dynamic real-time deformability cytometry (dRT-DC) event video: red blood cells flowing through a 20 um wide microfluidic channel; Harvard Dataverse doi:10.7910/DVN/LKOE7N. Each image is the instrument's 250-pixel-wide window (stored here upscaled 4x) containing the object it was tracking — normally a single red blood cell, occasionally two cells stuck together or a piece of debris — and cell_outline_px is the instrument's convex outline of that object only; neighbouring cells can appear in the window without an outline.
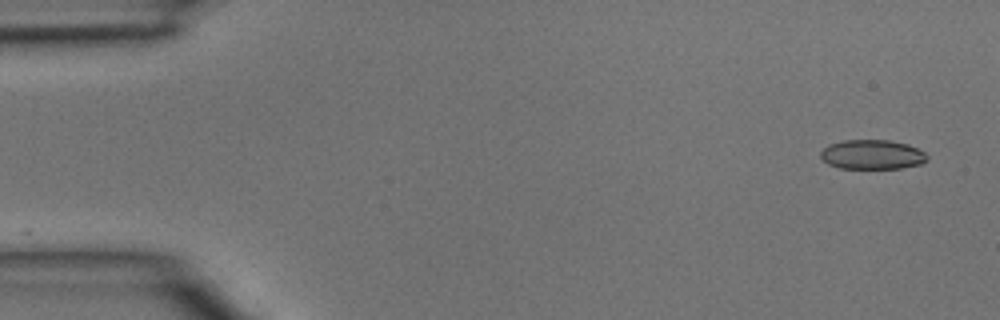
{"species": "common noctule bat (a hibernating species)", "species_latin": "Nyctalus noctula", "temperature_condition": "room temperature", "stored_images_in_passage": 5, "camera_frame_rate_fps": 3000, "um_per_image_px": 0.085, "animal": {"sex": "male", "body_mass_g": 15.6}, "frame": {"image": 1, "passage_image": 1, "time_ms": 0.0, "image_size_px": [1000, 320], "cell_outline_px": [[928, 160], [920, 164], [900, 168], [840, 168], [828, 164], [820, 156], [820, 152], [828, 144], [844, 140], [888, 140], [908, 144], [924, 152], [928, 156]], "centroid_in_image_um": [74.13, 13.13], "position_along_channel_um": 10.9, "area_um2": 18.26}}
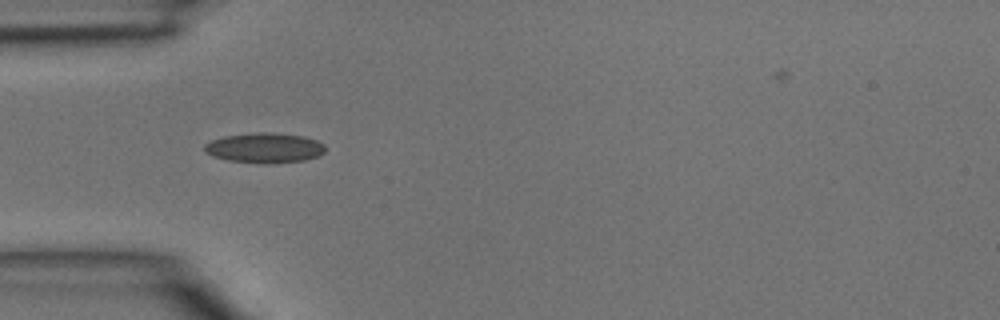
{"frame": {"image": 2, "passage_image": 4, "time_ms": 1.0, "image_size_px": [1000, 320], "cell_outline_px": [[324, 152], [320, 156], [304, 160], [268, 164], [260, 164], [228, 160], [212, 156], [204, 152], [204, 144], [212, 140], [224, 136], [260, 132], [268, 132], [304, 136], [316, 140], [324, 144]], "centroid_in_image_um": [22.48, 12.58], "position_along_channel_um": 62.5, "area_um2": 21.27}}